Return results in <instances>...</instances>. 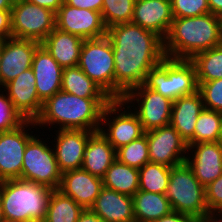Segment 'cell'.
<instances>
[{
  "label": "cell",
  "mask_w": 222,
  "mask_h": 222,
  "mask_svg": "<svg viewBox=\"0 0 222 222\" xmlns=\"http://www.w3.org/2000/svg\"><path fill=\"white\" fill-rule=\"evenodd\" d=\"M102 182L103 186L108 189L133 196L139 190V169L116 159L107 169Z\"/></svg>",
  "instance_id": "4316f807"
},
{
  "label": "cell",
  "mask_w": 222,
  "mask_h": 222,
  "mask_svg": "<svg viewBox=\"0 0 222 222\" xmlns=\"http://www.w3.org/2000/svg\"><path fill=\"white\" fill-rule=\"evenodd\" d=\"M26 120L12 105L3 88H0V132L16 129Z\"/></svg>",
  "instance_id": "e575fe53"
},
{
  "label": "cell",
  "mask_w": 222,
  "mask_h": 222,
  "mask_svg": "<svg viewBox=\"0 0 222 222\" xmlns=\"http://www.w3.org/2000/svg\"><path fill=\"white\" fill-rule=\"evenodd\" d=\"M143 85L174 101L198 91L196 68L191 60L165 57L145 77Z\"/></svg>",
  "instance_id": "5b68a950"
},
{
  "label": "cell",
  "mask_w": 222,
  "mask_h": 222,
  "mask_svg": "<svg viewBox=\"0 0 222 222\" xmlns=\"http://www.w3.org/2000/svg\"><path fill=\"white\" fill-rule=\"evenodd\" d=\"M105 222H135L132 196L103 187L90 208Z\"/></svg>",
  "instance_id": "7402d4cb"
},
{
  "label": "cell",
  "mask_w": 222,
  "mask_h": 222,
  "mask_svg": "<svg viewBox=\"0 0 222 222\" xmlns=\"http://www.w3.org/2000/svg\"><path fill=\"white\" fill-rule=\"evenodd\" d=\"M172 14L176 18L195 17L210 13L208 0H171Z\"/></svg>",
  "instance_id": "8d00e7d4"
},
{
  "label": "cell",
  "mask_w": 222,
  "mask_h": 222,
  "mask_svg": "<svg viewBox=\"0 0 222 222\" xmlns=\"http://www.w3.org/2000/svg\"><path fill=\"white\" fill-rule=\"evenodd\" d=\"M173 18L171 0H135L132 23L162 40L167 36Z\"/></svg>",
  "instance_id": "d6986e66"
},
{
  "label": "cell",
  "mask_w": 222,
  "mask_h": 222,
  "mask_svg": "<svg viewBox=\"0 0 222 222\" xmlns=\"http://www.w3.org/2000/svg\"><path fill=\"white\" fill-rule=\"evenodd\" d=\"M34 133L23 155L22 180L58 189L62 173L59 170L51 141ZM45 139V140H44Z\"/></svg>",
  "instance_id": "ba28073f"
},
{
  "label": "cell",
  "mask_w": 222,
  "mask_h": 222,
  "mask_svg": "<svg viewBox=\"0 0 222 222\" xmlns=\"http://www.w3.org/2000/svg\"><path fill=\"white\" fill-rule=\"evenodd\" d=\"M115 160V148L100 131L94 132L87 141L81 168L96 177L103 178Z\"/></svg>",
  "instance_id": "d4e9b609"
},
{
  "label": "cell",
  "mask_w": 222,
  "mask_h": 222,
  "mask_svg": "<svg viewBox=\"0 0 222 222\" xmlns=\"http://www.w3.org/2000/svg\"><path fill=\"white\" fill-rule=\"evenodd\" d=\"M191 61L196 68L197 82L222 78V44L197 53Z\"/></svg>",
  "instance_id": "4dcf8cb0"
},
{
  "label": "cell",
  "mask_w": 222,
  "mask_h": 222,
  "mask_svg": "<svg viewBox=\"0 0 222 222\" xmlns=\"http://www.w3.org/2000/svg\"><path fill=\"white\" fill-rule=\"evenodd\" d=\"M55 20L56 28L83 40L97 39L107 34L102 14L98 11L73 7L63 2L55 13Z\"/></svg>",
  "instance_id": "5bb4252c"
},
{
  "label": "cell",
  "mask_w": 222,
  "mask_h": 222,
  "mask_svg": "<svg viewBox=\"0 0 222 222\" xmlns=\"http://www.w3.org/2000/svg\"><path fill=\"white\" fill-rule=\"evenodd\" d=\"M103 187L102 178L79 168L62 173L58 190L74 199L83 209H90Z\"/></svg>",
  "instance_id": "ffe728a7"
},
{
  "label": "cell",
  "mask_w": 222,
  "mask_h": 222,
  "mask_svg": "<svg viewBox=\"0 0 222 222\" xmlns=\"http://www.w3.org/2000/svg\"><path fill=\"white\" fill-rule=\"evenodd\" d=\"M32 4L47 8L56 13L63 4V0H27Z\"/></svg>",
  "instance_id": "b9f144b4"
},
{
  "label": "cell",
  "mask_w": 222,
  "mask_h": 222,
  "mask_svg": "<svg viewBox=\"0 0 222 222\" xmlns=\"http://www.w3.org/2000/svg\"><path fill=\"white\" fill-rule=\"evenodd\" d=\"M84 40L79 36L54 28L41 42L51 56L64 69L79 64L80 52Z\"/></svg>",
  "instance_id": "603a6c76"
},
{
  "label": "cell",
  "mask_w": 222,
  "mask_h": 222,
  "mask_svg": "<svg viewBox=\"0 0 222 222\" xmlns=\"http://www.w3.org/2000/svg\"><path fill=\"white\" fill-rule=\"evenodd\" d=\"M15 0H0V10H11Z\"/></svg>",
  "instance_id": "bcb514c9"
},
{
  "label": "cell",
  "mask_w": 222,
  "mask_h": 222,
  "mask_svg": "<svg viewBox=\"0 0 222 222\" xmlns=\"http://www.w3.org/2000/svg\"><path fill=\"white\" fill-rule=\"evenodd\" d=\"M31 69L38 97L43 103L61 90L63 68L41 44L36 48Z\"/></svg>",
  "instance_id": "44dd1931"
},
{
  "label": "cell",
  "mask_w": 222,
  "mask_h": 222,
  "mask_svg": "<svg viewBox=\"0 0 222 222\" xmlns=\"http://www.w3.org/2000/svg\"><path fill=\"white\" fill-rule=\"evenodd\" d=\"M99 131L115 150L145 134L137 115L123 100H112L104 108Z\"/></svg>",
  "instance_id": "9c48e42d"
},
{
  "label": "cell",
  "mask_w": 222,
  "mask_h": 222,
  "mask_svg": "<svg viewBox=\"0 0 222 222\" xmlns=\"http://www.w3.org/2000/svg\"><path fill=\"white\" fill-rule=\"evenodd\" d=\"M122 100L134 110L145 132L171 122L173 101L143 84L129 90Z\"/></svg>",
  "instance_id": "30bf717a"
},
{
  "label": "cell",
  "mask_w": 222,
  "mask_h": 222,
  "mask_svg": "<svg viewBox=\"0 0 222 222\" xmlns=\"http://www.w3.org/2000/svg\"><path fill=\"white\" fill-rule=\"evenodd\" d=\"M40 44L32 39H5L0 62L1 88L31 68L36 48Z\"/></svg>",
  "instance_id": "e0dca14e"
},
{
  "label": "cell",
  "mask_w": 222,
  "mask_h": 222,
  "mask_svg": "<svg viewBox=\"0 0 222 222\" xmlns=\"http://www.w3.org/2000/svg\"><path fill=\"white\" fill-rule=\"evenodd\" d=\"M52 189L22 179L0 182V199L5 221L44 222Z\"/></svg>",
  "instance_id": "277c9868"
},
{
  "label": "cell",
  "mask_w": 222,
  "mask_h": 222,
  "mask_svg": "<svg viewBox=\"0 0 222 222\" xmlns=\"http://www.w3.org/2000/svg\"><path fill=\"white\" fill-rule=\"evenodd\" d=\"M12 37L11 10H0V39Z\"/></svg>",
  "instance_id": "f35d334b"
},
{
  "label": "cell",
  "mask_w": 222,
  "mask_h": 222,
  "mask_svg": "<svg viewBox=\"0 0 222 222\" xmlns=\"http://www.w3.org/2000/svg\"><path fill=\"white\" fill-rule=\"evenodd\" d=\"M203 109L204 103L198 91L173 101L170 124L187 143L194 136L196 121Z\"/></svg>",
  "instance_id": "cb8c5ba5"
},
{
  "label": "cell",
  "mask_w": 222,
  "mask_h": 222,
  "mask_svg": "<svg viewBox=\"0 0 222 222\" xmlns=\"http://www.w3.org/2000/svg\"><path fill=\"white\" fill-rule=\"evenodd\" d=\"M115 65V100L142 85L146 74L165 58L163 40L132 22L107 28Z\"/></svg>",
  "instance_id": "6da1fadb"
},
{
  "label": "cell",
  "mask_w": 222,
  "mask_h": 222,
  "mask_svg": "<svg viewBox=\"0 0 222 222\" xmlns=\"http://www.w3.org/2000/svg\"><path fill=\"white\" fill-rule=\"evenodd\" d=\"M208 4L210 13L222 18V0H208Z\"/></svg>",
  "instance_id": "ee69618b"
},
{
  "label": "cell",
  "mask_w": 222,
  "mask_h": 222,
  "mask_svg": "<svg viewBox=\"0 0 222 222\" xmlns=\"http://www.w3.org/2000/svg\"><path fill=\"white\" fill-rule=\"evenodd\" d=\"M4 42L5 40L0 39V62H1L2 52H3ZM0 88H1V72H0Z\"/></svg>",
  "instance_id": "7dc6e473"
},
{
  "label": "cell",
  "mask_w": 222,
  "mask_h": 222,
  "mask_svg": "<svg viewBox=\"0 0 222 222\" xmlns=\"http://www.w3.org/2000/svg\"><path fill=\"white\" fill-rule=\"evenodd\" d=\"M78 67L112 100H115V65L107 36L84 40Z\"/></svg>",
  "instance_id": "52a82bcc"
},
{
  "label": "cell",
  "mask_w": 222,
  "mask_h": 222,
  "mask_svg": "<svg viewBox=\"0 0 222 222\" xmlns=\"http://www.w3.org/2000/svg\"><path fill=\"white\" fill-rule=\"evenodd\" d=\"M171 167L148 162L139 169V190L165 194Z\"/></svg>",
  "instance_id": "1f68e13d"
},
{
  "label": "cell",
  "mask_w": 222,
  "mask_h": 222,
  "mask_svg": "<svg viewBox=\"0 0 222 222\" xmlns=\"http://www.w3.org/2000/svg\"><path fill=\"white\" fill-rule=\"evenodd\" d=\"M204 108L222 112V78L207 82H197Z\"/></svg>",
  "instance_id": "d590c367"
},
{
  "label": "cell",
  "mask_w": 222,
  "mask_h": 222,
  "mask_svg": "<svg viewBox=\"0 0 222 222\" xmlns=\"http://www.w3.org/2000/svg\"><path fill=\"white\" fill-rule=\"evenodd\" d=\"M63 2L73 7L89 9L98 12H101L103 7V0H63Z\"/></svg>",
  "instance_id": "ab89813d"
},
{
  "label": "cell",
  "mask_w": 222,
  "mask_h": 222,
  "mask_svg": "<svg viewBox=\"0 0 222 222\" xmlns=\"http://www.w3.org/2000/svg\"><path fill=\"white\" fill-rule=\"evenodd\" d=\"M56 136L51 140L56 161L61 173L82 167L85 147L89 137L94 131L83 129L54 130ZM54 142V143H53Z\"/></svg>",
  "instance_id": "9a60e30c"
},
{
  "label": "cell",
  "mask_w": 222,
  "mask_h": 222,
  "mask_svg": "<svg viewBox=\"0 0 222 222\" xmlns=\"http://www.w3.org/2000/svg\"><path fill=\"white\" fill-rule=\"evenodd\" d=\"M0 222H5L4 214H3V209H2V203L0 199Z\"/></svg>",
  "instance_id": "c3c4849f"
},
{
  "label": "cell",
  "mask_w": 222,
  "mask_h": 222,
  "mask_svg": "<svg viewBox=\"0 0 222 222\" xmlns=\"http://www.w3.org/2000/svg\"><path fill=\"white\" fill-rule=\"evenodd\" d=\"M116 159L130 167L140 169L150 162L146 134L116 150Z\"/></svg>",
  "instance_id": "d6a6232c"
},
{
  "label": "cell",
  "mask_w": 222,
  "mask_h": 222,
  "mask_svg": "<svg viewBox=\"0 0 222 222\" xmlns=\"http://www.w3.org/2000/svg\"><path fill=\"white\" fill-rule=\"evenodd\" d=\"M5 222H33V221H26V220H15V221H5Z\"/></svg>",
  "instance_id": "681fc988"
},
{
  "label": "cell",
  "mask_w": 222,
  "mask_h": 222,
  "mask_svg": "<svg viewBox=\"0 0 222 222\" xmlns=\"http://www.w3.org/2000/svg\"><path fill=\"white\" fill-rule=\"evenodd\" d=\"M111 101V98H81L60 90L43 103L41 113L34 122L38 133L40 128L50 132L54 127L57 130L96 132L100 129L103 110Z\"/></svg>",
  "instance_id": "7a4b0ae2"
},
{
  "label": "cell",
  "mask_w": 222,
  "mask_h": 222,
  "mask_svg": "<svg viewBox=\"0 0 222 222\" xmlns=\"http://www.w3.org/2000/svg\"><path fill=\"white\" fill-rule=\"evenodd\" d=\"M61 90L81 98H110L78 66L63 69Z\"/></svg>",
  "instance_id": "83f0119b"
},
{
  "label": "cell",
  "mask_w": 222,
  "mask_h": 222,
  "mask_svg": "<svg viewBox=\"0 0 222 222\" xmlns=\"http://www.w3.org/2000/svg\"><path fill=\"white\" fill-rule=\"evenodd\" d=\"M200 222H222V213H208Z\"/></svg>",
  "instance_id": "f6af8a7d"
},
{
  "label": "cell",
  "mask_w": 222,
  "mask_h": 222,
  "mask_svg": "<svg viewBox=\"0 0 222 222\" xmlns=\"http://www.w3.org/2000/svg\"><path fill=\"white\" fill-rule=\"evenodd\" d=\"M77 222H105L101 217L96 215L91 209H84Z\"/></svg>",
  "instance_id": "7bdbcfd3"
},
{
  "label": "cell",
  "mask_w": 222,
  "mask_h": 222,
  "mask_svg": "<svg viewBox=\"0 0 222 222\" xmlns=\"http://www.w3.org/2000/svg\"><path fill=\"white\" fill-rule=\"evenodd\" d=\"M206 204L209 213L222 212V175L205 187Z\"/></svg>",
  "instance_id": "74e56055"
},
{
  "label": "cell",
  "mask_w": 222,
  "mask_h": 222,
  "mask_svg": "<svg viewBox=\"0 0 222 222\" xmlns=\"http://www.w3.org/2000/svg\"><path fill=\"white\" fill-rule=\"evenodd\" d=\"M153 222H200V220L187 214L172 211L170 214Z\"/></svg>",
  "instance_id": "60d3db41"
},
{
  "label": "cell",
  "mask_w": 222,
  "mask_h": 222,
  "mask_svg": "<svg viewBox=\"0 0 222 222\" xmlns=\"http://www.w3.org/2000/svg\"><path fill=\"white\" fill-rule=\"evenodd\" d=\"M135 0H103L101 10L106 28L132 22Z\"/></svg>",
  "instance_id": "836d02e7"
},
{
  "label": "cell",
  "mask_w": 222,
  "mask_h": 222,
  "mask_svg": "<svg viewBox=\"0 0 222 222\" xmlns=\"http://www.w3.org/2000/svg\"><path fill=\"white\" fill-rule=\"evenodd\" d=\"M150 162L168 167L185 162L188 145L180 134L169 124L145 132Z\"/></svg>",
  "instance_id": "4fadbf2b"
},
{
  "label": "cell",
  "mask_w": 222,
  "mask_h": 222,
  "mask_svg": "<svg viewBox=\"0 0 222 222\" xmlns=\"http://www.w3.org/2000/svg\"><path fill=\"white\" fill-rule=\"evenodd\" d=\"M3 89L21 116L25 120L35 121L41 113L43 102L38 97L33 70L29 68L21 72Z\"/></svg>",
  "instance_id": "ac0fdd59"
},
{
  "label": "cell",
  "mask_w": 222,
  "mask_h": 222,
  "mask_svg": "<svg viewBox=\"0 0 222 222\" xmlns=\"http://www.w3.org/2000/svg\"><path fill=\"white\" fill-rule=\"evenodd\" d=\"M187 152L185 162L204 187L222 175V141L188 145Z\"/></svg>",
  "instance_id": "2e32d148"
},
{
  "label": "cell",
  "mask_w": 222,
  "mask_h": 222,
  "mask_svg": "<svg viewBox=\"0 0 222 222\" xmlns=\"http://www.w3.org/2000/svg\"><path fill=\"white\" fill-rule=\"evenodd\" d=\"M12 37L42 42L56 27L55 13L27 0H15L11 9Z\"/></svg>",
  "instance_id": "8fae6325"
},
{
  "label": "cell",
  "mask_w": 222,
  "mask_h": 222,
  "mask_svg": "<svg viewBox=\"0 0 222 222\" xmlns=\"http://www.w3.org/2000/svg\"><path fill=\"white\" fill-rule=\"evenodd\" d=\"M165 196L174 212L187 214L199 220L209 213L205 187L197 180L186 162L171 167Z\"/></svg>",
  "instance_id": "8992f818"
},
{
  "label": "cell",
  "mask_w": 222,
  "mask_h": 222,
  "mask_svg": "<svg viewBox=\"0 0 222 222\" xmlns=\"http://www.w3.org/2000/svg\"><path fill=\"white\" fill-rule=\"evenodd\" d=\"M222 44V18L206 13L173 18L163 40L165 57L191 60L197 53Z\"/></svg>",
  "instance_id": "3957f363"
},
{
  "label": "cell",
  "mask_w": 222,
  "mask_h": 222,
  "mask_svg": "<svg viewBox=\"0 0 222 222\" xmlns=\"http://www.w3.org/2000/svg\"><path fill=\"white\" fill-rule=\"evenodd\" d=\"M132 198L135 222H153L173 211L165 194L138 190Z\"/></svg>",
  "instance_id": "484cf974"
},
{
  "label": "cell",
  "mask_w": 222,
  "mask_h": 222,
  "mask_svg": "<svg viewBox=\"0 0 222 222\" xmlns=\"http://www.w3.org/2000/svg\"><path fill=\"white\" fill-rule=\"evenodd\" d=\"M33 128L38 131L34 121L26 120L16 129L0 132V182L22 179L23 155L28 141L34 136Z\"/></svg>",
  "instance_id": "7c38bea8"
},
{
  "label": "cell",
  "mask_w": 222,
  "mask_h": 222,
  "mask_svg": "<svg viewBox=\"0 0 222 222\" xmlns=\"http://www.w3.org/2000/svg\"><path fill=\"white\" fill-rule=\"evenodd\" d=\"M222 141V112L203 109L194 128V136L187 145Z\"/></svg>",
  "instance_id": "f546056e"
},
{
  "label": "cell",
  "mask_w": 222,
  "mask_h": 222,
  "mask_svg": "<svg viewBox=\"0 0 222 222\" xmlns=\"http://www.w3.org/2000/svg\"><path fill=\"white\" fill-rule=\"evenodd\" d=\"M83 210L74 199L54 189L49 196L44 222H77Z\"/></svg>",
  "instance_id": "f1b7e54d"
}]
</instances>
